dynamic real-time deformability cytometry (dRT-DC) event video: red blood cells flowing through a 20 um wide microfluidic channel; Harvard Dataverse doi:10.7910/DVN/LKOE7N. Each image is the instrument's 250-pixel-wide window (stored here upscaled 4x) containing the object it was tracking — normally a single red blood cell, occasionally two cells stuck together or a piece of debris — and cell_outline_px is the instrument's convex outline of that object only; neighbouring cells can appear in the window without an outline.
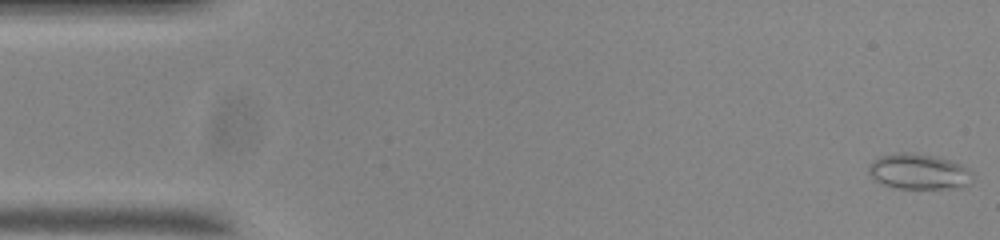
{"species": "common noctule bat (a hibernating species)", "species_latin": "Nyctalus noctula", "temperature_condition": "room temperature", "stored_images_in_passage": 54, "camera_frame_rate_fps": 3000, "um_per_image_px": 0.085, "animal": {"sex": "male", "body_mass_g": 20.0, "forearm_length_mm": 53.3}, "frame": {"image": 1, "passage_image": 1, "time_ms": 0.0, "image_size_px": [1000, 240], "cell_outline_px": [[972, 184], [960, 188], [896, 188], [884, 184], [876, 180], [868, 172], [868, 164], [872, 160], [880, 156], [896, 152], [912, 152], [936, 156], [952, 160], [968, 168], [972, 172]], "centroid_in_image_um": [78.12, 14.57], "position_along_channel_um": 6.9, "area_um2": 21.85}}
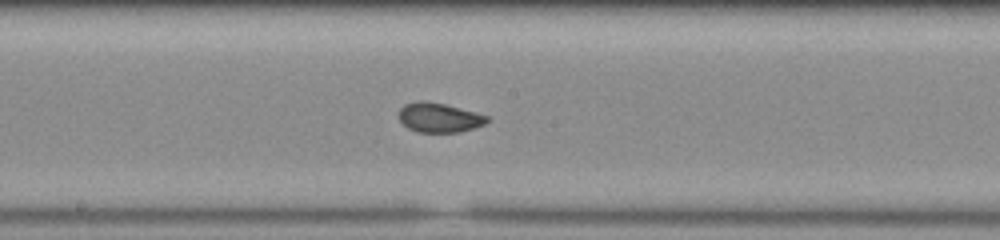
{"frame": {"image": 2, "passage_image": 28, "time_ms": 9.0, "image_size_px": [1000, 240], "cell_outline_px": [[488, 120], [484, 124], [460, 132], [416, 132], [408, 128], [400, 120], [400, 108], [404, 104], [420, 100], [444, 104], [476, 112], [488, 116]], "centroid_in_image_um": [37.32, 9.99], "position_along_channel_um": 210.9, "area_um2": 14.97}}
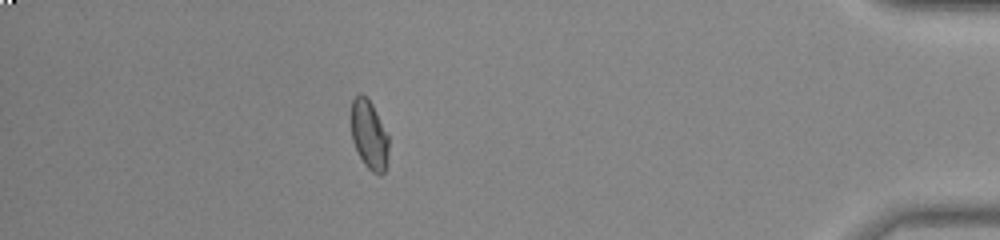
{"frame": {"image": 3, "passage_image": 48, "time_ms": 15.667, "image_size_px": [1000, 240], "cell_outline_px": [[388, 152], [384, 172], [380, 176], [372, 172], [364, 164], [352, 140], [352, 100], [360, 92], [372, 104], [388, 136]], "centroid_in_image_um": [31.38, 11.48], "position_along_channel_um": 403.8, "area_um2": 14.74}, "authors_computed_cell_mechanics": {"area_um2": 15.4326, "velocity_mm_per_s": 3.7005, "shape_relaxation_time_tau1_ms": 6.0823, "shape_relaxation_time_tau2_ms": null, "deformation_change_tau1": 0.1332, "deformation_change_tau2": null}}